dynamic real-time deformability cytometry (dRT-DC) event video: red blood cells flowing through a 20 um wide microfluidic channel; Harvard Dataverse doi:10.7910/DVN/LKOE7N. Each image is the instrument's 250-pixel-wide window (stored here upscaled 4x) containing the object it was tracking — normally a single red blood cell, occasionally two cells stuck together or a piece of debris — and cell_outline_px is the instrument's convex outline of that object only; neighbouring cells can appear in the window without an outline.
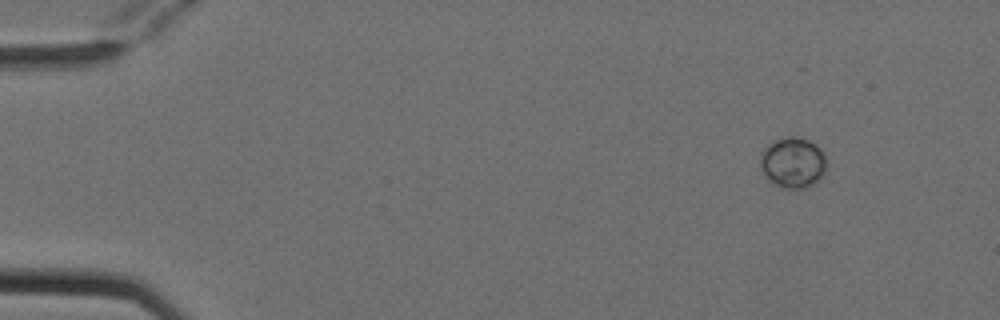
{"species": "Egyptian fruit bat (a non-hibernating species)", "species_latin": "Rousettus aegyptiacus", "temperature_condition": "cold", "stored_images_in_passage": 4, "camera_frame_rate_fps": 3000, "um_per_image_px": 0.085, "animal": {"sex": "female"}, "frame": {"image": 1, "passage_image": 1, "time_ms": 0.0, "image_size_px": [1000, 320], "cell_outline_px": [[828, 164], [820, 180], [804, 188], [780, 188], [768, 180], [760, 168], [760, 156], [764, 148], [768, 144], [776, 140], [788, 136], [792, 136], [808, 140], [816, 144], [820, 148]], "centroid_in_image_um": [67.39, 13.83], "position_along_channel_um": 17.6, "area_um2": 19.71}}
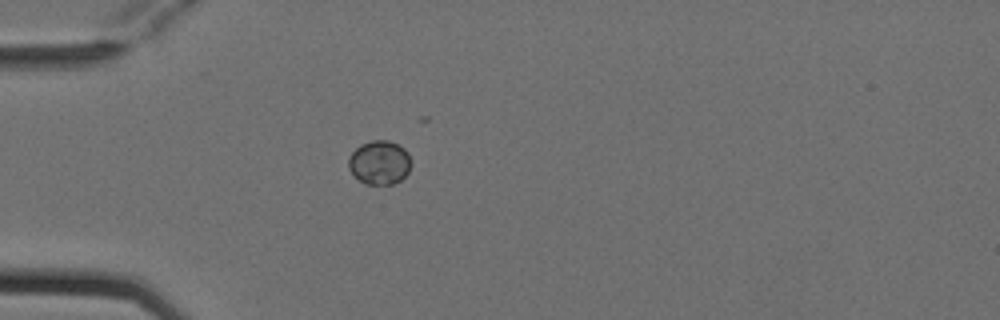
{"frame": {"image": 2, "passage_image": 4, "time_ms": 1.0, "image_size_px": [1000, 320], "cell_outline_px": [[412, 164], [408, 172], [400, 180], [392, 184], [364, 184], [348, 168], [348, 156], [360, 144], [372, 140], [388, 140], [404, 148], [408, 152]], "centroid_in_image_um": [32.26, 13.8], "position_along_channel_um": 52.7, "area_um2": 16.07}}